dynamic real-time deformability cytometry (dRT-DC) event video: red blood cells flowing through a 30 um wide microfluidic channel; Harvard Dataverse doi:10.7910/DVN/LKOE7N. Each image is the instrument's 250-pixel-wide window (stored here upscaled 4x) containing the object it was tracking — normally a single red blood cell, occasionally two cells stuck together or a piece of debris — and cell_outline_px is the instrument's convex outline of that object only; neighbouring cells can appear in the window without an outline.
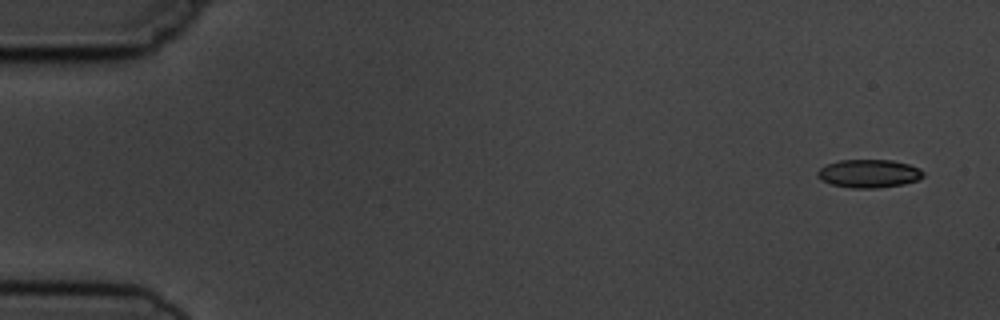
{"species": "common noctule bat (a hibernating species)", "species_latin": "Nyctalus noctula", "temperature_condition": "cold", "stored_images_in_passage": 8, "camera_frame_rate_fps": 3000, "um_per_image_px": 0.085, "animal": {"sex": "male", "body_mass_g": 19.5, "forearm_length_mm": 54.6}, "frame": {"image": 1, "passage_image": 1, "time_ms": 0.0, "image_size_px": [1000, 320], "cell_outline_px": [[924, 176], [916, 180], [904, 184], [876, 188], [852, 188], [832, 184], [820, 180], [816, 176], [816, 172], [820, 168], [828, 164], [840, 160], [892, 160], [908, 164], [920, 168], [924, 172]], "centroid_in_image_um": [73.85, 14.75], "position_along_channel_um": 11.2, "area_um2": 17.4}}
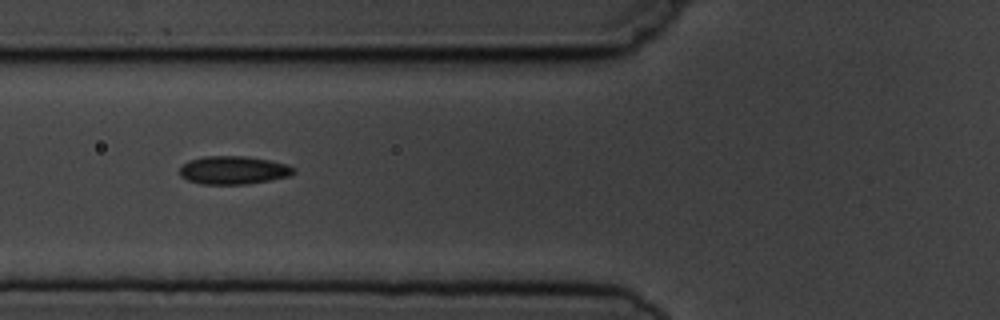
{"frame": {"image": 2, "passage_image": 6, "time_ms": 6.0, "image_size_px": [1000, 320], "cell_outline_px": [[296, 172], [288, 176], [248, 184], [200, 184], [188, 180], [180, 176], [180, 168], [188, 160], [204, 156], [244, 156], [268, 160], [284, 164], [296, 168]], "centroid_in_image_um": [19.81, 14.46], "position_along_channel_um": 106.0, "area_um2": 18.61}}
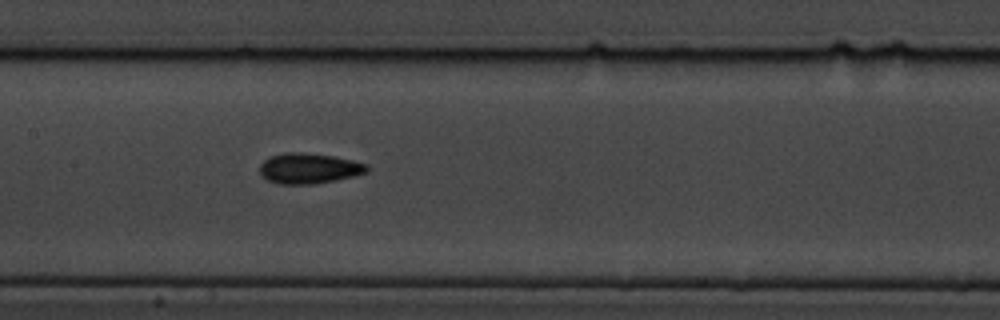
{"frame": {"image": 3, "passage_image": 8, "time_ms": 8.0, "image_size_px": [1000, 320], "cell_outline_px": [[368, 172], [336, 180], [316, 184], [280, 184], [268, 180], [260, 172], [260, 164], [268, 156], [284, 152], [300, 152], [332, 156], [352, 160], [368, 164]], "centroid_in_image_um": [26.25, 14.31], "position_along_channel_um": 181.2, "area_um2": 19.02}}